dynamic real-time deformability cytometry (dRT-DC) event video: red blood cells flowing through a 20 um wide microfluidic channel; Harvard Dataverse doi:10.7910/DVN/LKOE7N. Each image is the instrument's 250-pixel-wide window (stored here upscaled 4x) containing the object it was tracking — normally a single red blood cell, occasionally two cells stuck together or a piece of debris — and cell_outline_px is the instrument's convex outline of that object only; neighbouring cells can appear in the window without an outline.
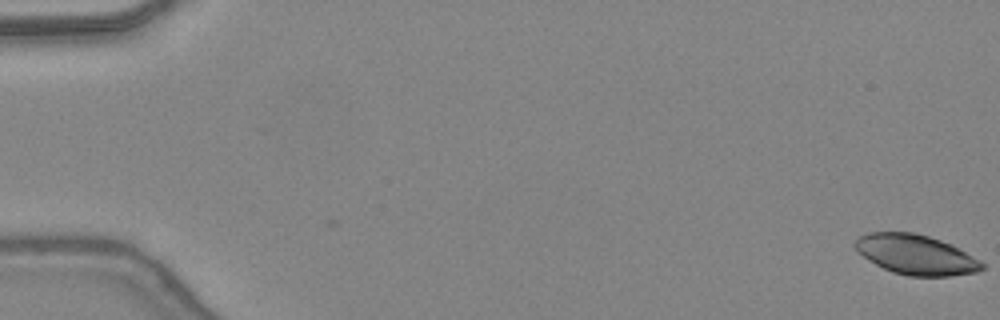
{"species": "common noctule bat (a hibernating species)", "species_latin": "Nyctalus noctula", "temperature_condition": "warm", "stored_images_in_passage": 26, "camera_frame_rate_fps": 3000, "um_per_image_px": 0.085, "animal": {"sex": "female", "body_mass_g": 24.6, "forearm_length_mm": 56.2}, "frame": {"image": 1, "passage_image": 1, "time_ms": 0.0, "image_size_px": [1000, 320], "cell_outline_px": [[984, 268], [976, 272], [948, 276], [908, 276], [892, 272], [876, 264], [864, 256], [852, 244], [860, 236], [868, 232], [912, 232], [928, 236], [952, 244], [980, 260], [984, 264]], "centroid_in_image_um": [77.87, 21.64], "position_along_channel_um": 7.1, "area_um2": 29.3}}